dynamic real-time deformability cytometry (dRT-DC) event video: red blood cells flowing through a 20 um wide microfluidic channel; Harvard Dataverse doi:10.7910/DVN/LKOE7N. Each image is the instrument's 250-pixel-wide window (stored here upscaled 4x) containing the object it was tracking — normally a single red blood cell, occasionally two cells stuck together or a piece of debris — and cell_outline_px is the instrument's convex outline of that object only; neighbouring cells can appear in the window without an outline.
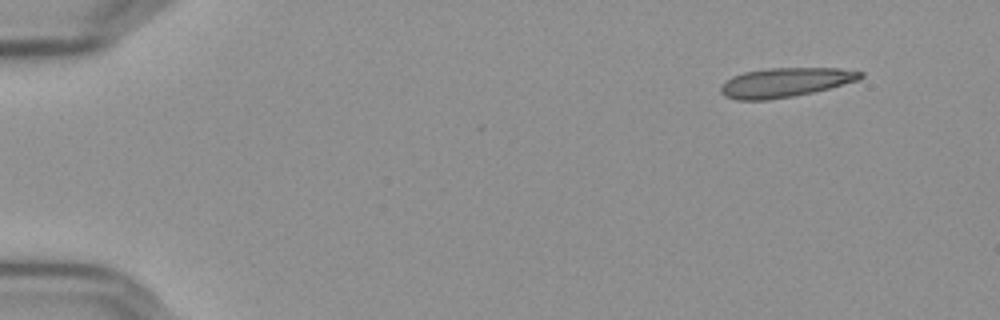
{"species": "Egyptian fruit bat (a non-hibernating species)", "species_latin": "Rousettus aegyptiacus", "temperature_condition": "cold", "stored_images_in_passage": 52, "camera_frame_rate_fps": 3000, "um_per_image_px": 0.085, "frame": {"image": 1, "passage_image": 1, "time_ms": 0.0, "image_size_px": [1000, 320], "cell_outline_px": [[864, 76], [860, 80], [812, 92], [792, 96], [768, 100], [736, 100], [724, 96], [720, 92], [720, 88], [732, 76], [744, 72], [768, 68], [840, 68], [864, 72]], "centroid_in_image_um": [66.76, 7.0], "position_along_channel_um": 18.2, "area_um2": 23.81}}
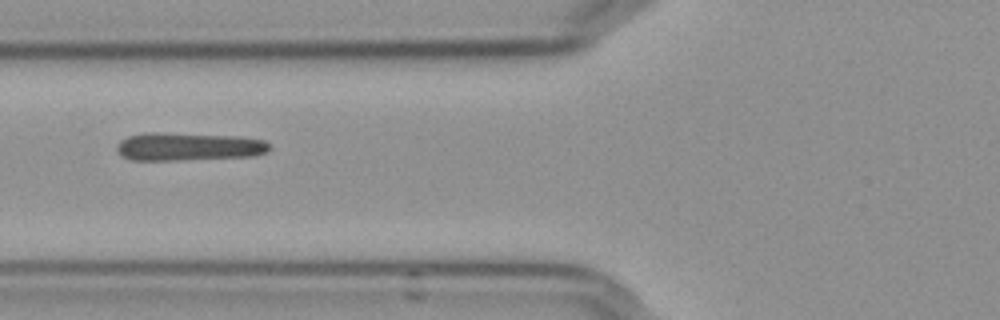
{"frame": {"image": 2, "passage_image": 18, "time_ms": 5.667, "image_size_px": [1000, 320], "cell_outline_px": [[272, 148], [268, 152], [256, 156], [176, 160], [132, 160], [124, 156], [116, 148], [116, 144], [120, 140], [128, 136], [148, 132], [160, 132], [240, 136], [264, 140]], "centroid_in_image_um": [16.06, 12.45], "position_along_channel_um": 109.7, "area_um2": 25.2}}
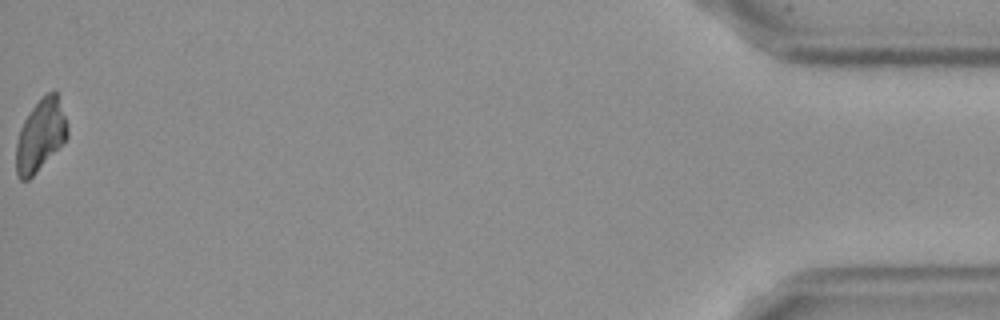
{"frame": {"image": 3, "passage_image": 52, "time_ms": 17.0, "image_size_px": [1000, 320], "cell_outline_px": [[68, 136], [36, 172], [28, 180], [20, 180], [16, 172], [16, 144], [20, 128], [24, 120], [32, 108], [48, 92], [56, 92], [68, 124]], "centroid_in_image_um": [3.42, 11.51], "position_along_channel_um": 431.8, "area_um2": 20.92}}